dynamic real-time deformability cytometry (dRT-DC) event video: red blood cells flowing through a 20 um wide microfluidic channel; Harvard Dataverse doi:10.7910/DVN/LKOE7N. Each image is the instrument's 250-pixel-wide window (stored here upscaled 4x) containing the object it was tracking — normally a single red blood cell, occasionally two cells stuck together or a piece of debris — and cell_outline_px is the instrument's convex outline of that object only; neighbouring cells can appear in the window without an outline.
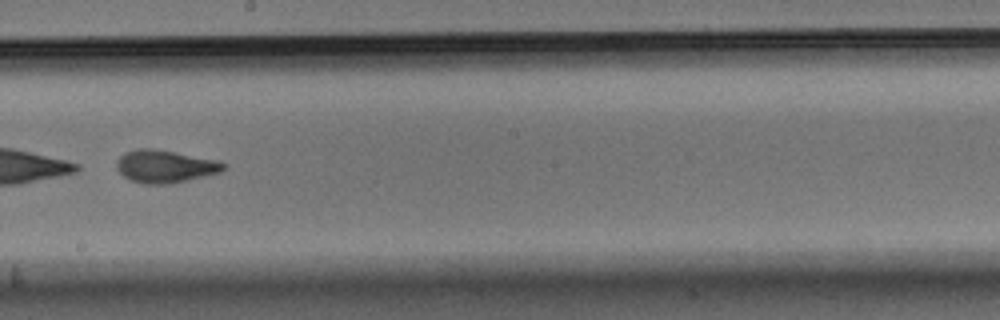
{"species": "Egyptian fruit bat (a non-hibernating species)", "species_latin": "Rousettus aegyptiacus", "temperature_condition": "warm", "stored_images_in_passage": 55, "segment_of_instrument_passage": [2, 2], "camera_frame_rate_fps": 3000, "um_per_image_px": 0.085, "animal": {"sex": "male"}, "frame": {"image": 1, "passage_image": 31, "time_ms": 10.0, "image_size_px": [1000, 320], "cell_outline_px": [[228, 168], [220, 172], [204, 176], [168, 184], [144, 184], [128, 180], [116, 168], [116, 160], [124, 152], [136, 148], [152, 148], [220, 160], [228, 164]], "centroid_in_image_um": [14.04, 14.13], "position_along_channel_um": 234.2, "area_um2": 20.63}}